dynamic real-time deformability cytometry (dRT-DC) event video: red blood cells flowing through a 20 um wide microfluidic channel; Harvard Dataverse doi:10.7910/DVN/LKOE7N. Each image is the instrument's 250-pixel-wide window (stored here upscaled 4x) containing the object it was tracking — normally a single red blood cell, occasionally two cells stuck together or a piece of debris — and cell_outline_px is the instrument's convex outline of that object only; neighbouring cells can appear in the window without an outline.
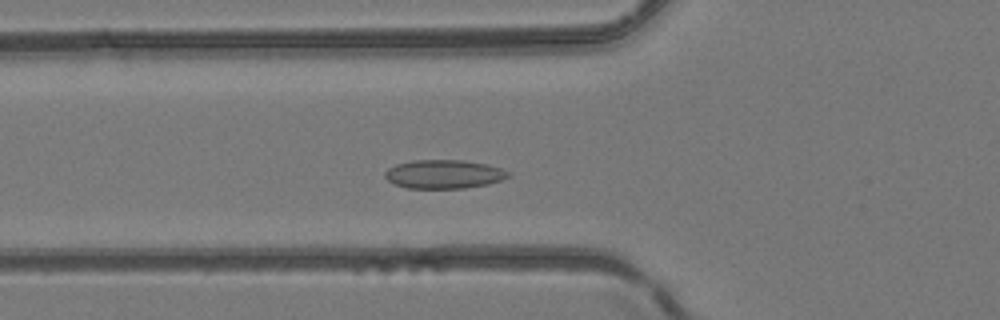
{"species": "common noctule bat (a hibernating species)", "species_latin": "Nyctalus noctula", "temperature_condition": "room temperature", "stored_images_in_passage": 40, "camera_frame_rate_fps": 3000, "um_per_image_px": 0.085, "animal": {"sex": "female", "body_mass_g": 24.6, "forearm_length_mm": 56.2}, "frame": {"image": 1, "passage_image": 9, "time_ms": 2.667, "image_size_px": [1000, 320], "cell_outline_px": [[512, 172], [508, 176], [500, 180], [488, 184], [464, 188], [408, 188], [396, 184], [388, 180], [384, 176], [384, 172], [388, 168], [396, 164], [412, 160], [464, 160], [488, 164]], "centroid_in_image_um": [37.73, 14.79], "position_along_channel_um": 88.1, "area_um2": 20.63}}
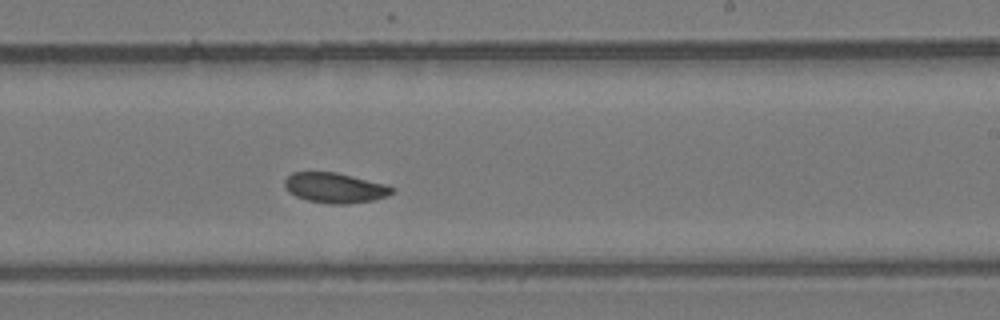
{"frame": {"image": 2, "passage_image": 21, "time_ms": 6.667, "image_size_px": [1000, 320], "cell_outline_px": [[396, 192], [388, 196], [372, 200], [348, 204], [328, 204], [308, 200], [296, 196], [288, 192], [284, 184], [284, 180], [292, 172], [336, 172], [388, 184], [396, 188]], "centroid_in_image_um": [28.52, 15.96], "position_along_channel_um": 260.5, "area_um2": 19.13}}
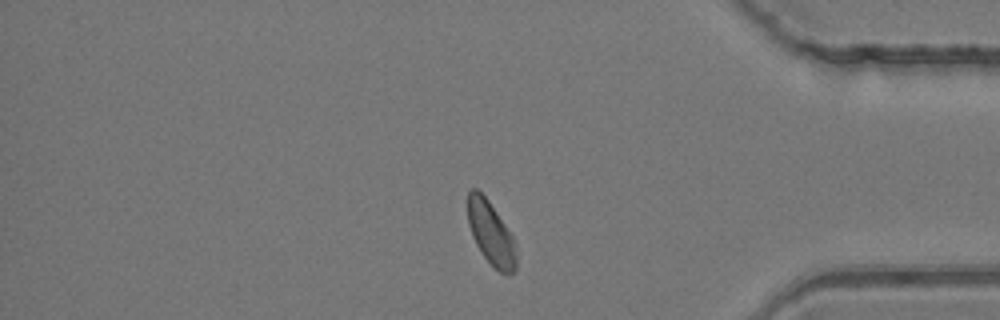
{"frame": {"image": 3, "passage_image": 32, "time_ms": 10.333, "image_size_px": [1000, 320], "cell_outline_px": [[516, 268], [508, 276], [500, 272], [480, 252], [472, 236], [468, 224], [468, 192], [472, 188], [476, 188], [488, 200], [512, 236], [516, 252]], "centroid_in_image_um": [41.71, 19.84], "position_along_channel_um": 393.5, "area_um2": 17.57}}